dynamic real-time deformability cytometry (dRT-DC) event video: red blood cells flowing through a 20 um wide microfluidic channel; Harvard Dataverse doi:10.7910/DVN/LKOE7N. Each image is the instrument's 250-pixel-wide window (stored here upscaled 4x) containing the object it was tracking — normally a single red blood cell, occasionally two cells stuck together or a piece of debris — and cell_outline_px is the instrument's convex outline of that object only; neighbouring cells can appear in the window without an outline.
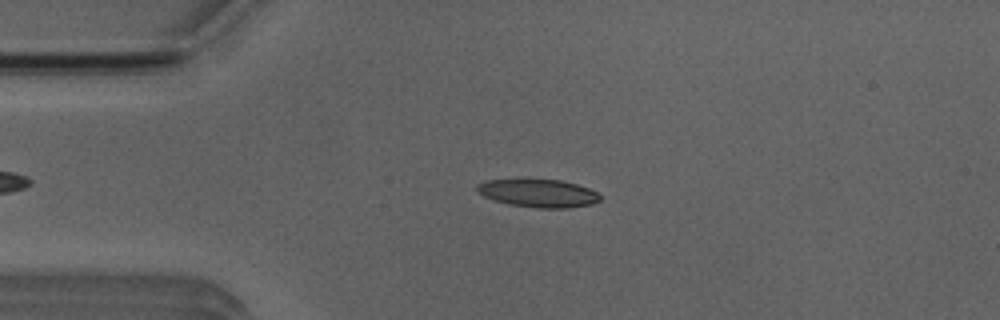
{"species": "Egyptian fruit bat (a non-hibernating species)", "species_latin": "Rousettus aegyptiacus", "temperature_condition": "room temperature", "stored_images_in_passage": 2, "camera_frame_rate_fps": 3000, "um_per_image_px": 0.085, "animal": {"sex": "male"}, "frame": {"image": 1, "passage_image": 1, "time_ms": 0.0, "image_size_px": [1000, 320], "cell_outline_px": [[600, 200], [592, 204], [568, 208], [536, 208], [508, 204], [492, 200], [484, 196], [476, 188], [476, 184], [484, 180], [560, 180], [576, 184], [588, 188], [596, 192], [600, 196]], "centroid_in_image_um": [45.74, 16.43], "position_along_channel_um": 39.3, "area_um2": 19.94}}